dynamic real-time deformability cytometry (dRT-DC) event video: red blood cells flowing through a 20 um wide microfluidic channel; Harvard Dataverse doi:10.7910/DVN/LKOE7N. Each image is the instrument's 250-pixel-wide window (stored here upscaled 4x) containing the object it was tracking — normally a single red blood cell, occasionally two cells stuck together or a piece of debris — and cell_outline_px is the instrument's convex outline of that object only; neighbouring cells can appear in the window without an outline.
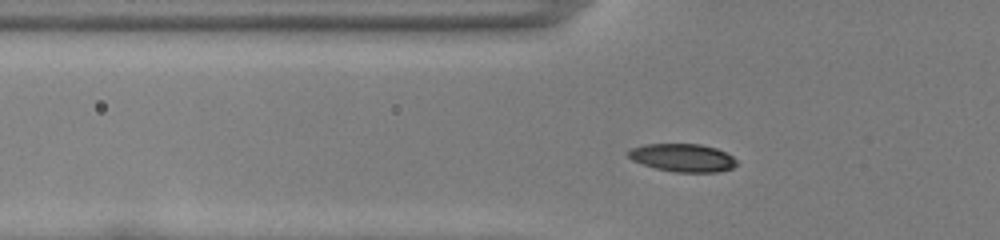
{"species": "common noctule bat (a hibernating species)", "species_latin": "Nyctalus noctula", "temperature_condition": "room temperature", "stored_images_in_passage": 46, "camera_frame_rate_fps": 3000, "um_per_image_px": 0.085, "animal": {"sex": "female", "body_mass_g": 22.0, "forearm_length_mm": 56.7}, "frame": {"image": 1, "passage_image": 11, "time_ms": 3.333, "image_size_px": [1000, 240], "cell_outline_px": [[740, 164], [732, 168], [720, 172], [672, 172], [656, 168], [632, 160], [628, 156], [628, 152], [632, 148], [644, 144], [700, 144], [716, 148], [732, 156]], "centroid_in_image_um": [58.07, 13.41], "position_along_channel_um": 67.7, "area_um2": 17.69}}
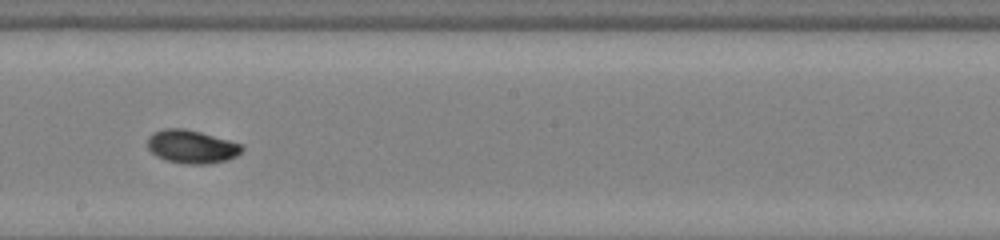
{"frame": {"image": 2, "passage_image": 24, "time_ms": 7.667, "image_size_px": [1000, 240], "cell_outline_px": [[244, 148], [236, 156], [228, 160], [208, 164], [184, 164], [168, 160], [156, 156], [148, 148], [148, 136], [152, 132], [164, 128], [184, 128], [200, 132], [244, 144]], "centroid_in_image_um": [16.3, 12.46], "position_along_channel_um": 231.9, "area_um2": 18.44}}
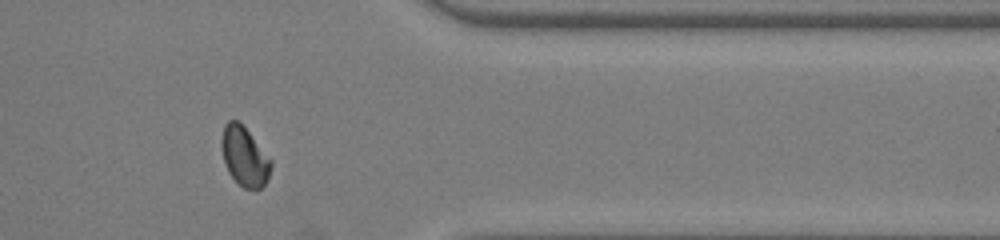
{"frame": {"image": 3, "passage_image": 37, "time_ms": 12.0, "image_size_px": [1000, 240], "cell_outline_px": [[272, 164], [268, 180], [260, 188], [244, 188], [228, 172], [224, 164], [220, 144], [220, 140], [224, 124], [228, 120], [236, 120], [248, 132], [272, 160]], "centroid_in_image_um": [20.76, 13.29], "position_along_channel_um": 390.6, "area_um2": 16.94}, "authors_computed_cell_mechanics": {"area_um2": 17.3111, "velocity_mm_per_s": 3.8589, "shape_relaxation_time_tau1_ms": 2.164, "shape_relaxation_time_tau2_ms": 3.3531, "deformation_change_tau1": 0.1081, "deformation_change_tau2": 0.0512}}